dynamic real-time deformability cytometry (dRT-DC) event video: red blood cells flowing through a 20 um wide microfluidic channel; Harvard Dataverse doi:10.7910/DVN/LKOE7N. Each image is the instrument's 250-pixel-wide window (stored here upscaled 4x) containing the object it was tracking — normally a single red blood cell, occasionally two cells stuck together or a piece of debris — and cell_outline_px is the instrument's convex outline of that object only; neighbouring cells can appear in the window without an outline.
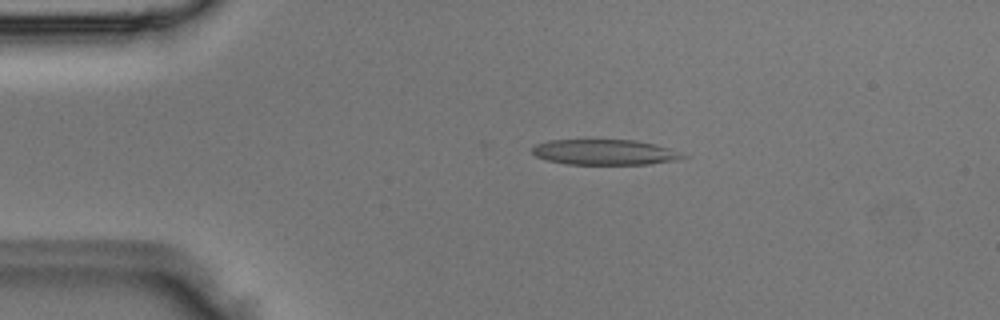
{"species": "Egyptian fruit bat (a non-hibernating species)", "species_latin": "Rousettus aegyptiacus", "temperature_condition": "room temperature", "stored_images_in_passage": 3, "camera_frame_rate_fps": 3000, "um_per_image_px": 0.085, "animal": {"sex": "male"}, "frame": {"image": 1, "passage_image": 2, "time_ms": 0.333, "image_size_px": [1000, 320], "cell_outline_px": [[688, 156], [672, 160], [648, 164], [568, 164], [548, 160], [536, 156], [532, 152], [532, 148], [536, 144], [548, 140], [636, 140], [656, 144], [680, 152]], "centroid_in_image_um": [51.37, 12.93], "position_along_channel_um": 33.6, "area_um2": 22.08}}